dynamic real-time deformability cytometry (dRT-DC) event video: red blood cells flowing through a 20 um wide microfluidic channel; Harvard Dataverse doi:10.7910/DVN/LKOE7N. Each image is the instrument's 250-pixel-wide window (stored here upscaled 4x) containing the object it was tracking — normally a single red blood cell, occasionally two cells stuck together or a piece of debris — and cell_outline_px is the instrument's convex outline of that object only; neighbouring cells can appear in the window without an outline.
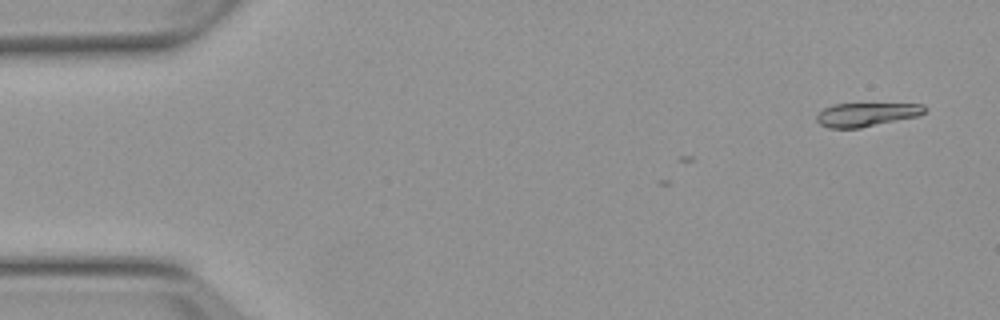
{"species": "Egyptian fruit bat (a non-hibernating species)", "species_latin": "Rousettus aegyptiacus", "temperature_condition": "warm", "stored_images_in_passage": 4, "camera_frame_rate_fps": 3000, "um_per_image_px": 0.085, "animal": {"sex": "female"}, "frame": {"image": 1, "passage_image": 1, "time_ms": 0.0, "image_size_px": [1000, 320], "cell_outline_px": [[928, 108], [924, 112], [916, 116], [860, 128], [828, 128], [820, 124], [816, 120], [816, 116], [824, 108], [836, 104], [924, 104]], "centroid_in_image_um": [73.63, 9.73], "position_along_channel_um": 11.4, "area_um2": 14.68}}